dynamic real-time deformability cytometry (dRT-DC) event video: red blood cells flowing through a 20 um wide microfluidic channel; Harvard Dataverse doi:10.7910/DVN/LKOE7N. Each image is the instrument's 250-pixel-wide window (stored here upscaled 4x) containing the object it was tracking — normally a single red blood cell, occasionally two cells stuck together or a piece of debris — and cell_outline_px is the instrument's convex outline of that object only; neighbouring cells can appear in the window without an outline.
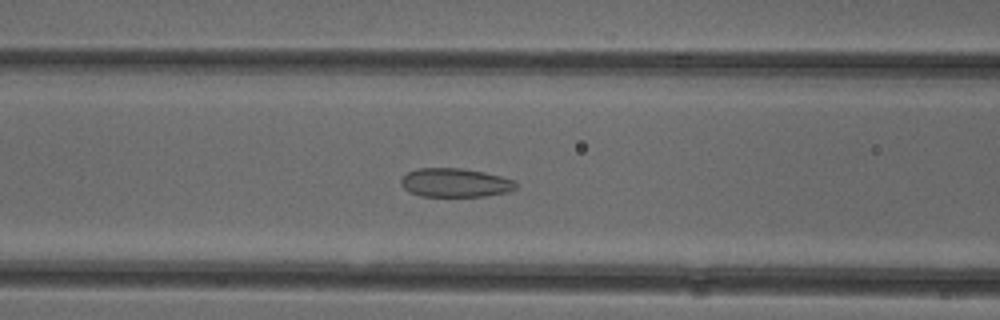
{"species": "common noctule bat (a hibernating species)", "species_latin": "Nyctalus noctula", "temperature_condition": "cold", "stored_images_in_passage": 53, "camera_frame_rate_fps": 3000, "um_per_image_px": 0.085, "animal": {"sex": "female"}, "frame": {"image": 1, "passage_image": 22, "time_ms": 7.0, "image_size_px": [1000, 320], "cell_outline_px": [[516, 188], [508, 192], [484, 196], [420, 196], [408, 192], [400, 184], [400, 180], [408, 172], [416, 168], [460, 168], [484, 172], [516, 180]], "centroid_in_image_um": [38.67, 15.53], "position_along_channel_um": 127.9, "area_um2": 19.36}}
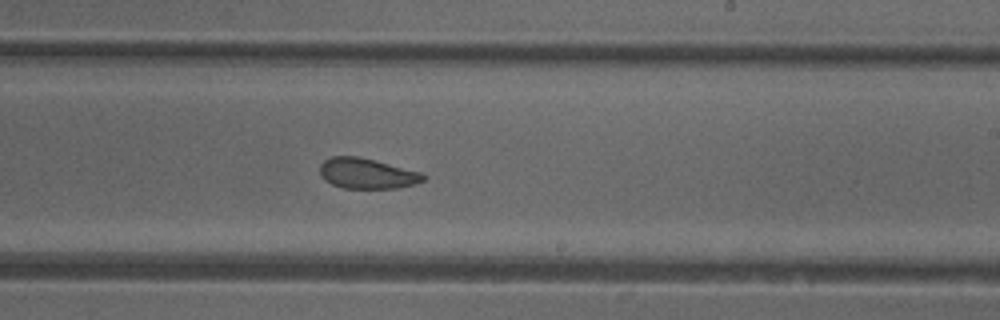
{"frame": {"image": 2, "passage_image": 32, "time_ms": 10.333, "image_size_px": [1000, 320], "cell_outline_px": [[428, 176], [424, 180], [400, 188], [344, 188], [332, 184], [324, 180], [320, 176], [320, 164], [324, 160], [332, 156], [356, 156], [420, 172]], "centroid_in_image_um": [31.16, 14.75], "position_along_channel_um": 257.8, "area_um2": 18.15}}
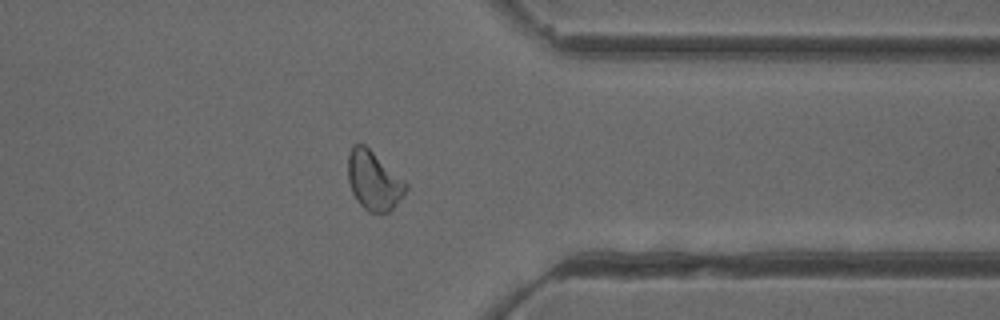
{"frame": {"image": 3, "passage_image": 42, "time_ms": 13.667, "image_size_px": [1000, 320], "cell_outline_px": [[408, 188], [404, 196], [388, 212], [368, 212], [356, 200], [352, 192], [348, 180], [348, 156], [352, 144], [364, 144], [404, 180], [408, 184]], "centroid_in_image_um": [31.76, 15.36], "position_along_channel_um": 379.6, "area_um2": 19.77}, "authors_computed_cell_mechanics": {"area_um2": 20.2878, "velocity_mm_per_s": 3.8968, "shape_relaxation_time_tau1_ms": null, "shape_relaxation_time_tau2_ms": 1.6879, "deformation_change_tau1": null, "deformation_change_tau2": 0.0835}}